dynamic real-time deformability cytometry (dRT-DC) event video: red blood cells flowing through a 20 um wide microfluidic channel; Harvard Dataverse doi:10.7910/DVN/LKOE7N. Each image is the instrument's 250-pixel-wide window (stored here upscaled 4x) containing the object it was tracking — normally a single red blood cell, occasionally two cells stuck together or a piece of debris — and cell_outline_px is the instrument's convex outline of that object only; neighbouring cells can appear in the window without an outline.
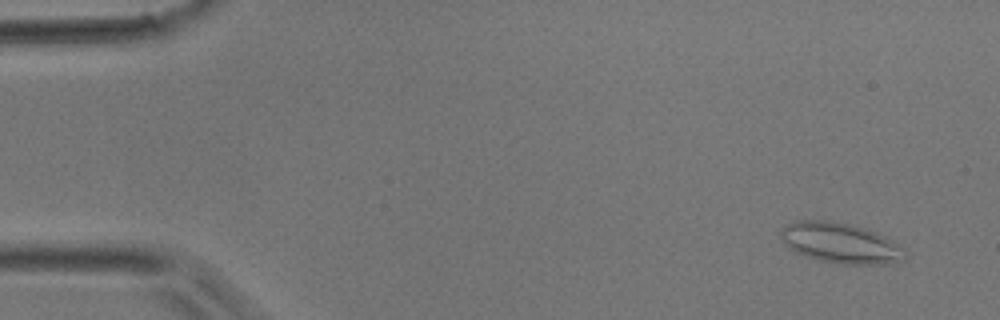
{"species": "common noctule bat (a hibernating species)", "species_latin": "Nyctalus noctula", "temperature_condition": "room temperature", "stored_images_in_passage": 45, "camera_frame_rate_fps": 3000, "um_per_image_px": 0.085, "animal": {"sex": "male", "body_mass_g": 17.9}, "frame": {"image": 1, "passage_image": 3, "time_ms": 0.667, "image_size_px": [1000, 320], "cell_outline_px": [[904, 260], [888, 264], [844, 264], [820, 260], [796, 252], [784, 244], [780, 236], [780, 232], [784, 224], [796, 220], [832, 220], [852, 224], [876, 232], [884, 236], [896, 244], [904, 256]], "centroid_in_image_um": [71.36, 20.63], "position_along_channel_um": 13.6, "area_um2": 29.02}}
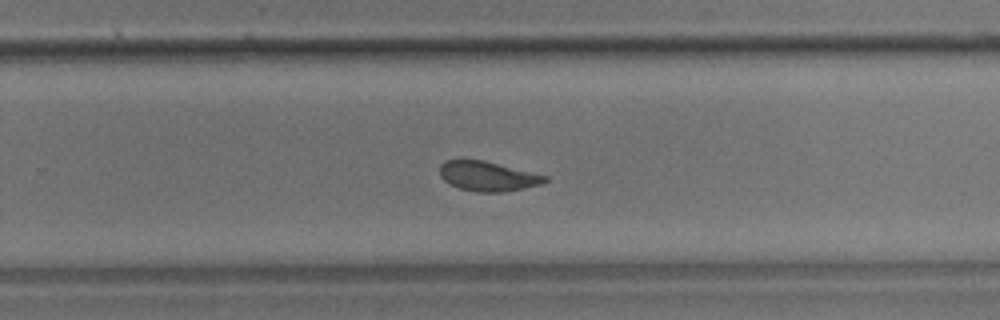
{"frame": {"image": 2, "passage_image": 29, "time_ms": 9.333, "image_size_px": [1000, 320], "cell_outline_px": [[548, 180], [540, 184], [524, 188], [500, 192], [476, 192], [460, 188], [444, 180], [440, 176], [440, 164], [448, 160], [484, 160], [548, 176]], "centroid_in_image_um": [41.47, 14.97], "position_along_channel_um": 288.3, "area_um2": 17.98}}
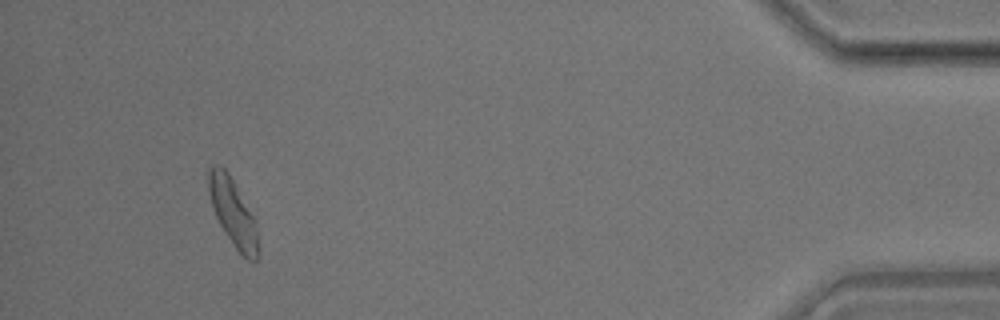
{"frame": {"image": 3, "passage_image": 42, "time_ms": 13.667, "image_size_px": [1000, 320], "cell_outline_px": [[260, 252], [256, 260], [248, 260], [236, 248], [220, 224], [212, 208], [208, 188], [208, 168], [216, 164], [224, 168], [228, 172], [256, 220]], "centroid_in_image_um": [19.82, 18.06], "position_along_channel_um": 415.4, "area_um2": 19.36}}